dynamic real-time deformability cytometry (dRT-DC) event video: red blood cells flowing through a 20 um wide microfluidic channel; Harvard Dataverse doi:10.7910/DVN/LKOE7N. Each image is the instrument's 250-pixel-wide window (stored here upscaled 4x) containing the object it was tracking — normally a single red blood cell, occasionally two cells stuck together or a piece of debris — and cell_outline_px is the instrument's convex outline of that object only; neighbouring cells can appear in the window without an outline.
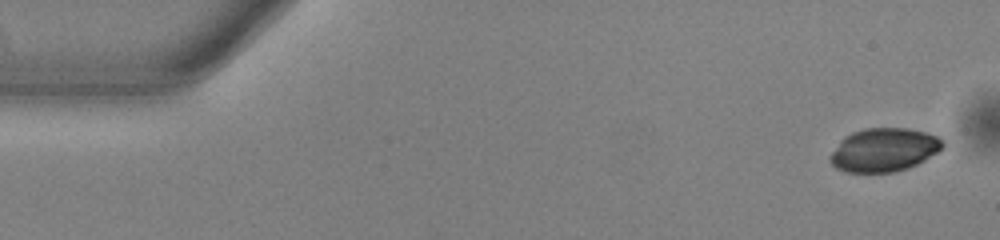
{"species": "common noctule bat (a hibernating species)", "species_latin": "Nyctalus noctula", "temperature_condition": "warm", "stored_images_in_passage": 52, "camera_frame_rate_fps": 3000, "um_per_image_px": 0.085, "animal": {"sex": "male", "body_mass_g": 13.0, "forearm_length_mm": 53.1}, "frame": {"image": 1, "passage_image": 1, "time_ms": 0.0, "image_size_px": [1000, 240], "cell_outline_px": [[944, 144], [936, 152], [924, 160], [908, 168], [896, 172], [844, 172], [836, 168], [832, 164], [828, 156], [840, 140], [844, 136], [852, 132], [864, 128], [908, 128], [924, 132], [936, 136], [944, 140]], "centroid_in_image_um": [75.09, 12.74], "position_along_channel_um": 9.9, "area_um2": 28.5}}
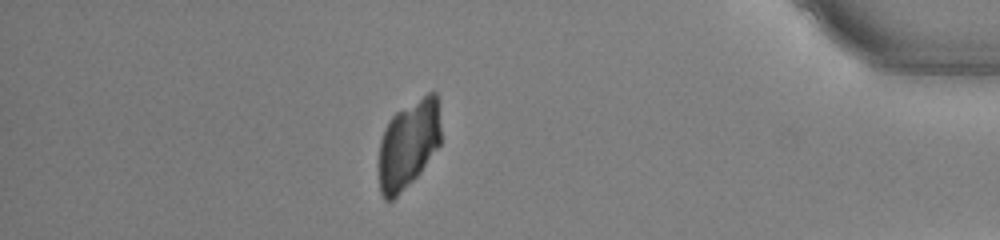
{"frame": {"image": 2, "passage_image": 45, "time_ms": 14.667, "image_size_px": [1000, 240], "cell_outline_px": [[440, 144], [420, 172], [392, 200], [384, 200], [380, 192], [380, 140], [392, 116], [396, 112], [428, 92], [436, 92], [440, 100]], "centroid_in_image_um": [34.76, 12.21], "position_along_channel_um": 400.4, "area_um2": 31.62}}
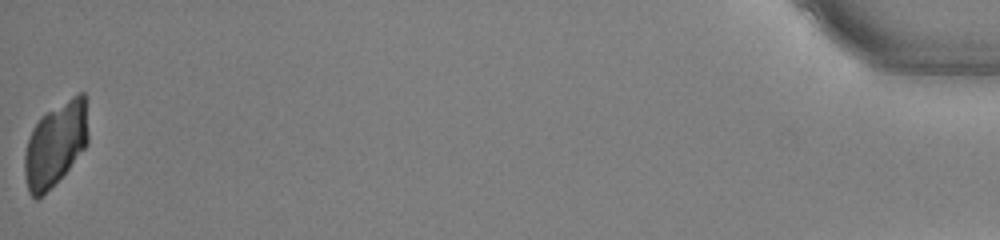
{"frame": {"image": 3, "passage_image": 52, "time_ms": 17.0, "image_size_px": [1000, 240], "cell_outline_px": [[88, 144], [68, 168], [44, 196], [36, 200], [28, 192], [24, 176], [24, 152], [32, 128], [40, 116], [72, 96], [80, 92], [84, 92], [88, 136]], "centroid_in_image_um": [4.68, 12.29], "position_along_channel_um": 430.5, "area_um2": 31.15}}